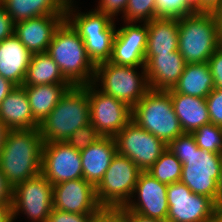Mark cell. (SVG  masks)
Masks as SVG:
<instances>
[{"label": "cell", "mask_w": 222, "mask_h": 222, "mask_svg": "<svg viewBox=\"0 0 222 222\" xmlns=\"http://www.w3.org/2000/svg\"><path fill=\"white\" fill-rule=\"evenodd\" d=\"M183 164L180 182L193 193L211 198L219 206L218 180L222 154L200 149L191 133H183L167 145Z\"/></svg>", "instance_id": "6da1fadb"}, {"label": "cell", "mask_w": 222, "mask_h": 222, "mask_svg": "<svg viewBox=\"0 0 222 222\" xmlns=\"http://www.w3.org/2000/svg\"><path fill=\"white\" fill-rule=\"evenodd\" d=\"M43 144L39 129L9 130L0 153V169L13 187L41 173Z\"/></svg>", "instance_id": "7a4b0ae2"}, {"label": "cell", "mask_w": 222, "mask_h": 222, "mask_svg": "<svg viewBox=\"0 0 222 222\" xmlns=\"http://www.w3.org/2000/svg\"><path fill=\"white\" fill-rule=\"evenodd\" d=\"M46 53L72 86L93 83L96 66L90 60L79 33L66 19L55 30Z\"/></svg>", "instance_id": "3957f363"}, {"label": "cell", "mask_w": 222, "mask_h": 222, "mask_svg": "<svg viewBox=\"0 0 222 222\" xmlns=\"http://www.w3.org/2000/svg\"><path fill=\"white\" fill-rule=\"evenodd\" d=\"M90 123L88 85L72 86L40 123L43 142H65L76 129Z\"/></svg>", "instance_id": "277c9868"}, {"label": "cell", "mask_w": 222, "mask_h": 222, "mask_svg": "<svg viewBox=\"0 0 222 222\" xmlns=\"http://www.w3.org/2000/svg\"><path fill=\"white\" fill-rule=\"evenodd\" d=\"M178 52L186 64L206 63L222 45V34L212 12H194L178 19Z\"/></svg>", "instance_id": "5b68a950"}, {"label": "cell", "mask_w": 222, "mask_h": 222, "mask_svg": "<svg viewBox=\"0 0 222 222\" xmlns=\"http://www.w3.org/2000/svg\"><path fill=\"white\" fill-rule=\"evenodd\" d=\"M76 7V4L66 7L65 19L79 33L95 66L109 62L117 30L115 20L95 8L81 12Z\"/></svg>", "instance_id": "8992f818"}, {"label": "cell", "mask_w": 222, "mask_h": 222, "mask_svg": "<svg viewBox=\"0 0 222 222\" xmlns=\"http://www.w3.org/2000/svg\"><path fill=\"white\" fill-rule=\"evenodd\" d=\"M93 84L130 108L150 90L145 66H123L110 61L96 66Z\"/></svg>", "instance_id": "52a82bcc"}, {"label": "cell", "mask_w": 222, "mask_h": 222, "mask_svg": "<svg viewBox=\"0 0 222 222\" xmlns=\"http://www.w3.org/2000/svg\"><path fill=\"white\" fill-rule=\"evenodd\" d=\"M132 120L166 145L184 133L167 91L150 89L132 108Z\"/></svg>", "instance_id": "ba28073f"}, {"label": "cell", "mask_w": 222, "mask_h": 222, "mask_svg": "<svg viewBox=\"0 0 222 222\" xmlns=\"http://www.w3.org/2000/svg\"><path fill=\"white\" fill-rule=\"evenodd\" d=\"M141 169L127 156L116 153L102 180L95 187L99 205L107 214L130 201Z\"/></svg>", "instance_id": "9c48e42d"}, {"label": "cell", "mask_w": 222, "mask_h": 222, "mask_svg": "<svg viewBox=\"0 0 222 222\" xmlns=\"http://www.w3.org/2000/svg\"><path fill=\"white\" fill-rule=\"evenodd\" d=\"M167 222H215L218 205L209 197L193 193L185 184L167 187Z\"/></svg>", "instance_id": "30bf717a"}, {"label": "cell", "mask_w": 222, "mask_h": 222, "mask_svg": "<svg viewBox=\"0 0 222 222\" xmlns=\"http://www.w3.org/2000/svg\"><path fill=\"white\" fill-rule=\"evenodd\" d=\"M53 185L40 173L13 187L12 215L17 219L20 213L31 222H46L52 207Z\"/></svg>", "instance_id": "8fae6325"}, {"label": "cell", "mask_w": 222, "mask_h": 222, "mask_svg": "<svg viewBox=\"0 0 222 222\" xmlns=\"http://www.w3.org/2000/svg\"><path fill=\"white\" fill-rule=\"evenodd\" d=\"M117 153L131 159L141 171L149 168L167 149V145L131 120L114 136Z\"/></svg>", "instance_id": "7c38bea8"}, {"label": "cell", "mask_w": 222, "mask_h": 222, "mask_svg": "<svg viewBox=\"0 0 222 222\" xmlns=\"http://www.w3.org/2000/svg\"><path fill=\"white\" fill-rule=\"evenodd\" d=\"M88 99L90 123L101 136L114 137L132 120V108L102 92L93 83L88 84Z\"/></svg>", "instance_id": "4fadbf2b"}, {"label": "cell", "mask_w": 222, "mask_h": 222, "mask_svg": "<svg viewBox=\"0 0 222 222\" xmlns=\"http://www.w3.org/2000/svg\"><path fill=\"white\" fill-rule=\"evenodd\" d=\"M41 174L52 184L83 178L80 151L66 142H46L42 148Z\"/></svg>", "instance_id": "5bb4252c"}, {"label": "cell", "mask_w": 222, "mask_h": 222, "mask_svg": "<svg viewBox=\"0 0 222 222\" xmlns=\"http://www.w3.org/2000/svg\"><path fill=\"white\" fill-rule=\"evenodd\" d=\"M167 187V184L159 182L147 171H142L134 193L125 208L145 217L166 221L168 216Z\"/></svg>", "instance_id": "9a60e30c"}, {"label": "cell", "mask_w": 222, "mask_h": 222, "mask_svg": "<svg viewBox=\"0 0 222 222\" xmlns=\"http://www.w3.org/2000/svg\"><path fill=\"white\" fill-rule=\"evenodd\" d=\"M52 207L70 213H106L97 201L95 187L83 178L53 185Z\"/></svg>", "instance_id": "2e32d148"}, {"label": "cell", "mask_w": 222, "mask_h": 222, "mask_svg": "<svg viewBox=\"0 0 222 222\" xmlns=\"http://www.w3.org/2000/svg\"><path fill=\"white\" fill-rule=\"evenodd\" d=\"M117 28L110 62L123 66H145L147 23L124 22Z\"/></svg>", "instance_id": "e0dca14e"}, {"label": "cell", "mask_w": 222, "mask_h": 222, "mask_svg": "<svg viewBox=\"0 0 222 222\" xmlns=\"http://www.w3.org/2000/svg\"><path fill=\"white\" fill-rule=\"evenodd\" d=\"M65 15H45L14 23V35L32 53H45Z\"/></svg>", "instance_id": "ac0fdd59"}, {"label": "cell", "mask_w": 222, "mask_h": 222, "mask_svg": "<svg viewBox=\"0 0 222 222\" xmlns=\"http://www.w3.org/2000/svg\"><path fill=\"white\" fill-rule=\"evenodd\" d=\"M186 62L178 51L160 55H145V70L150 89L168 91L174 88Z\"/></svg>", "instance_id": "d6986e66"}, {"label": "cell", "mask_w": 222, "mask_h": 222, "mask_svg": "<svg viewBox=\"0 0 222 222\" xmlns=\"http://www.w3.org/2000/svg\"><path fill=\"white\" fill-rule=\"evenodd\" d=\"M116 153V143L112 136H102L95 143L80 151L83 179L96 187Z\"/></svg>", "instance_id": "ffe728a7"}, {"label": "cell", "mask_w": 222, "mask_h": 222, "mask_svg": "<svg viewBox=\"0 0 222 222\" xmlns=\"http://www.w3.org/2000/svg\"><path fill=\"white\" fill-rule=\"evenodd\" d=\"M32 53L13 34L0 42V75L22 86Z\"/></svg>", "instance_id": "44dd1931"}, {"label": "cell", "mask_w": 222, "mask_h": 222, "mask_svg": "<svg viewBox=\"0 0 222 222\" xmlns=\"http://www.w3.org/2000/svg\"><path fill=\"white\" fill-rule=\"evenodd\" d=\"M0 119L9 130L39 129L40 125L33 118L23 86H15L0 103Z\"/></svg>", "instance_id": "7402d4cb"}, {"label": "cell", "mask_w": 222, "mask_h": 222, "mask_svg": "<svg viewBox=\"0 0 222 222\" xmlns=\"http://www.w3.org/2000/svg\"><path fill=\"white\" fill-rule=\"evenodd\" d=\"M171 96L174 112L184 133H192L210 123L205 98L168 92Z\"/></svg>", "instance_id": "603a6c76"}, {"label": "cell", "mask_w": 222, "mask_h": 222, "mask_svg": "<svg viewBox=\"0 0 222 222\" xmlns=\"http://www.w3.org/2000/svg\"><path fill=\"white\" fill-rule=\"evenodd\" d=\"M147 29L145 55H160L178 51V19L157 17L147 22Z\"/></svg>", "instance_id": "cb8c5ba5"}, {"label": "cell", "mask_w": 222, "mask_h": 222, "mask_svg": "<svg viewBox=\"0 0 222 222\" xmlns=\"http://www.w3.org/2000/svg\"><path fill=\"white\" fill-rule=\"evenodd\" d=\"M214 88L213 77L208 62L190 63L185 65L184 71L174 88L167 92H177L206 98Z\"/></svg>", "instance_id": "d4e9b609"}, {"label": "cell", "mask_w": 222, "mask_h": 222, "mask_svg": "<svg viewBox=\"0 0 222 222\" xmlns=\"http://www.w3.org/2000/svg\"><path fill=\"white\" fill-rule=\"evenodd\" d=\"M23 87L26 90L33 118L40 124L72 85L56 83Z\"/></svg>", "instance_id": "484cf974"}, {"label": "cell", "mask_w": 222, "mask_h": 222, "mask_svg": "<svg viewBox=\"0 0 222 222\" xmlns=\"http://www.w3.org/2000/svg\"><path fill=\"white\" fill-rule=\"evenodd\" d=\"M14 23L45 15H65L59 0H0Z\"/></svg>", "instance_id": "4316f807"}, {"label": "cell", "mask_w": 222, "mask_h": 222, "mask_svg": "<svg viewBox=\"0 0 222 222\" xmlns=\"http://www.w3.org/2000/svg\"><path fill=\"white\" fill-rule=\"evenodd\" d=\"M69 83L54 60L45 53L32 54L22 86Z\"/></svg>", "instance_id": "83f0119b"}, {"label": "cell", "mask_w": 222, "mask_h": 222, "mask_svg": "<svg viewBox=\"0 0 222 222\" xmlns=\"http://www.w3.org/2000/svg\"><path fill=\"white\" fill-rule=\"evenodd\" d=\"M182 167L181 161L166 149L147 172L159 182L169 185L180 182Z\"/></svg>", "instance_id": "f1b7e54d"}, {"label": "cell", "mask_w": 222, "mask_h": 222, "mask_svg": "<svg viewBox=\"0 0 222 222\" xmlns=\"http://www.w3.org/2000/svg\"><path fill=\"white\" fill-rule=\"evenodd\" d=\"M191 134L200 149L222 154V127L209 123Z\"/></svg>", "instance_id": "f546056e"}, {"label": "cell", "mask_w": 222, "mask_h": 222, "mask_svg": "<svg viewBox=\"0 0 222 222\" xmlns=\"http://www.w3.org/2000/svg\"><path fill=\"white\" fill-rule=\"evenodd\" d=\"M156 0H129L124 12V22L147 23L156 18Z\"/></svg>", "instance_id": "4dcf8cb0"}, {"label": "cell", "mask_w": 222, "mask_h": 222, "mask_svg": "<svg viewBox=\"0 0 222 222\" xmlns=\"http://www.w3.org/2000/svg\"><path fill=\"white\" fill-rule=\"evenodd\" d=\"M156 18L181 19L186 15L194 13L185 0H156Z\"/></svg>", "instance_id": "1f68e13d"}, {"label": "cell", "mask_w": 222, "mask_h": 222, "mask_svg": "<svg viewBox=\"0 0 222 222\" xmlns=\"http://www.w3.org/2000/svg\"><path fill=\"white\" fill-rule=\"evenodd\" d=\"M101 137V134L89 123L76 129L65 142L77 151H82Z\"/></svg>", "instance_id": "d6a6232c"}, {"label": "cell", "mask_w": 222, "mask_h": 222, "mask_svg": "<svg viewBox=\"0 0 222 222\" xmlns=\"http://www.w3.org/2000/svg\"><path fill=\"white\" fill-rule=\"evenodd\" d=\"M107 213H70L52 209L46 222H100Z\"/></svg>", "instance_id": "836d02e7"}, {"label": "cell", "mask_w": 222, "mask_h": 222, "mask_svg": "<svg viewBox=\"0 0 222 222\" xmlns=\"http://www.w3.org/2000/svg\"><path fill=\"white\" fill-rule=\"evenodd\" d=\"M205 99L210 123L222 127V89L214 88Z\"/></svg>", "instance_id": "e575fe53"}, {"label": "cell", "mask_w": 222, "mask_h": 222, "mask_svg": "<svg viewBox=\"0 0 222 222\" xmlns=\"http://www.w3.org/2000/svg\"><path fill=\"white\" fill-rule=\"evenodd\" d=\"M128 1L129 0H99L95 10L115 20L116 16L120 14H122L121 17H123Z\"/></svg>", "instance_id": "d590c367"}, {"label": "cell", "mask_w": 222, "mask_h": 222, "mask_svg": "<svg viewBox=\"0 0 222 222\" xmlns=\"http://www.w3.org/2000/svg\"><path fill=\"white\" fill-rule=\"evenodd\" d=\"M110 215L115 219L116 222H167L145 217L138 213L131 212L125 207L114 210Z\"/></svg>", "instance_id": "8d00e7d4"}, {"label": "cell", "mask_w": 222, "mask_h": 222, "mask_svg": "<svg viewBox=\"0 0 222 222\" xmlns=\"http://www.w3.org/2000/svg\"><path fill=\"white\" fill-rule=\"evenodd\" d=\"M208 64L213 77L214 87L222 89V45L209 58Z\"/></svg>", "instance_id": "74e56055"}, {"label": "cell", "mask_w": 222, "mask_h": 222, "mask_svg": "<svg viewBox=\"0 0 222 222\" xmlns=\"http://www.w3.org/2000/svg\"><path fill=\"white\" fill-rule=\"evenodd\" d=\"M14 34V22L0 3V42Z\"/></svg>", "instance_id": "f35d334b"}, {"label": "cell", "mask_w": 222, "mask_h": 222, "mask_svg": "<svg viewBox=\"0 0 222 222\" xmlns=\"http://www.w3.org/2000/svg\"><path fill=\"white\" fill-rule=\"evenodd\" d=\"M13 186L0 169V205H12Z\"/></svg>", "instance_id": "ab89813d"}, {"label": "cell", "mask_w": 222, "mask_h": 222, "mask_svg": "<svg viewBox=\"0 0 222 222\" xmlns=\"http://www.w3.org/2000/svg\"><path fill=\"white\" fill-rule=\"evenodd\" d=\"M16 85L8 79L3 78L0 75V103L6 98V96L14 89Z\"/></svg>", "instance_id": "60d3db41"}, {"label": "cell", "mask_w": 222, "mask_h": 222, "mask_svg": "<svg viewBox=\"0 0 222 222\" xmlns=\"http://www.w3.org/2000/svg\"><path fill=\"white\" fill-rule=\"evenodd\" d=\"M12 220V205H0V222H11Z\"/></svg>", "instance_id": "b9f144b4"}, {"label": "cell", "mask_w": 222, "mask_h": 222, "mask_svg": "<svg viewBox=\"0 0 222 222\" xmlns=\"http://www.w3.org/2000/svg\"><path fill=\"white\" fill-rule=\"evenodd\" d=\"M222 0H201V12H212Z\"/></svg>", "instance_id": "7bdbcfd3"}, {"label": "cell", "mask_w": 222, "mask_h": 222, "mask_svg": "<svg viewBox=\"0 0 222 222\" xmlns=\"http://www.w3.org/2000/svg\"><path fill=\"white\" fill-rule=\"evenodd\" d=\"M8 133H9V129L6 127V125L0 119V153L2 151V148L4 146V143L6 141V137H7Z\"/></svg>", "instance_id": "ee69618b"}, {"label": "cell", "mask_w": 222, "mask_h": 222, "mask_svg": "<svg viewBox=\"0 0 222 222\" xmlns=\"http://www.w3.org/2000/svg\"><path fill=\"white\" fill-rule=\"evenodd\" d=\"M212 13L215 16L217 25L219 27V30L222 34V1L219 3V5L212 11Z\"/></svg>", "instance_id": "f6af8a7d"}, {"label": "cell", "mask_w": 222, "mask_h": 222, "mask_svg": "<svg viewBox=\"0 0 222 222\" xmlns=\"http://www.w3.org/2000/svg\"><path fill=\"white\" fill-rule=\"evenodd\" d=\"M185 2L193 12H201V0H185Z\"/></svg>", "instance_id": "bcb514c9"}, {"label": "cell", "mask_w": 222, "mask_h": 222, "mask_svg": "<svg viewBox=\"0 0 222 222\" xmlns=\"http://www.w3.org/2000/svg\"><path fill=\"white\" fill-rule=\"evenodd\" d=\"M218 193H219V206H222V167H221L220 178L218 180Z\"/></svg>", "instance_id": "7dc6e473"}, {"label": "cell", "mask_w": 222, "mask_h": 222, "mask_svg": "<svg viewBox=\"0 0 222 222\" xmlns=\"http://www.w3.org/2000/svg\"><path fill=\"white\" fill-rule=\"evenodd\" d=\"M215 222H222V206L218 207Z\"/></svg>", "instance_id": "c3c4849f"}, {"label": "cell", "mask_w": 222, "mask_h": 222, "mask_svg": "<svg viewBox=\"0 0 222 222\" xmlns=\"http://www.w3.org/2000/svg\"><path fill=\"white\" fill-rule=\"evenodd\" d=\"M65 7L77 4L74 0H59Z\"/></svg>", "instance_id": "681fc988"}, {"label": "cell", "mask_w": 222, "mask_h": 222, "mask_svg": "<svg viewBox=\"0 0 222 222\" xmlns=\"http://www.w3.org/2000/svg\"><path fill=\"white\" fill-rule=\"evenodd\" d=\"M100 222H116L115 219L111 215H107L103 220Z\"/></svg>", "instance_id": "f907efd6"}]
</instances>
